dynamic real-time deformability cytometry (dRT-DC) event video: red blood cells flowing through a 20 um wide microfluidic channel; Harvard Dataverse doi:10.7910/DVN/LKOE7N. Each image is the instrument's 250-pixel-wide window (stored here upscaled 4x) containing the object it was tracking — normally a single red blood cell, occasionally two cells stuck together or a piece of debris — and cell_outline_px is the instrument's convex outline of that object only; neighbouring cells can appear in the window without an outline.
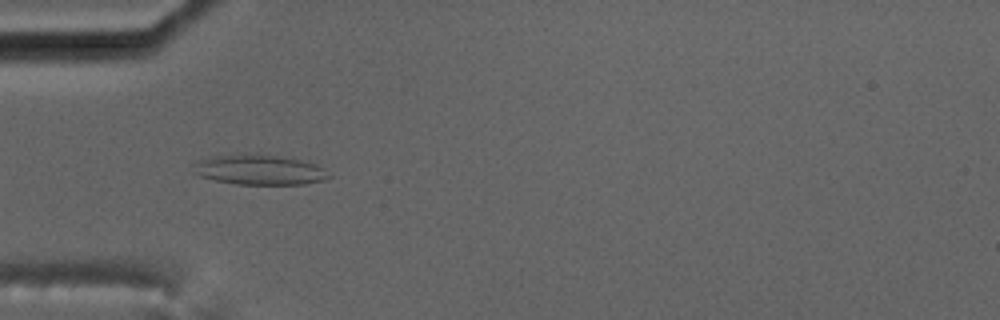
{"species": "common noctule bat (a hibernating species)", "species_latin": "Nyctalus noctula", "temperature_condition": "cold", "stored_images_in_passage": 6, "camera_frame_rate_fps": 3000, "um_per_image_px": 0.085, "animal": {"sex": "male", "body_mass_g": 17.5, "forearm_length_mm": 52.3}, "frame": {"image": 1, "passage_image": 5, "time_ms": 4.667, "image_size_px": [1000, 320], "cell_outline_px": [[332, 176], [324, 180], [304, 184], [236, 184], [216, 180], [200, 176], [192, 172], [196, 160], [212, 156], [276, 156], [300, 160], [312, 164], [320, 168]], "centroid_in_image_um": [22.0, 14.47], "position_along_channel_um": 63.0, "area_um2": 22.77}}